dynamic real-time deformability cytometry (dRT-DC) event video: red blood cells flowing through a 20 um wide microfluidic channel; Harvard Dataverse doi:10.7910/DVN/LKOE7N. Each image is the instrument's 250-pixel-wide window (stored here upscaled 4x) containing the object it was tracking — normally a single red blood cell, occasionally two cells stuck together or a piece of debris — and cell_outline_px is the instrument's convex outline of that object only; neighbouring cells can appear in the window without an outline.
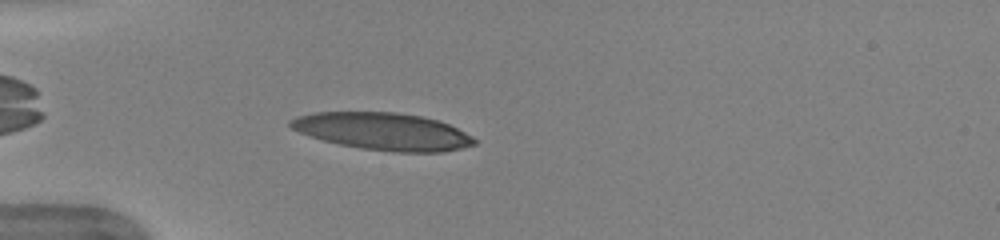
{"species": "human", "species_latin": "Homo sapiens", "temperature_condition": "warm", "stored_images_in_passage": 40, "camera_frame_rate_fps": 3000, "um_per_image_px": 0.085, "donor": {"sex": "female"}, "frame": {"image": 1, "passage_image": 4, "time_ms": 1.0, "image_size_px": [1000, 240], "cell_outline_px": [[476, 144], [444, 152], [396, 152], [360, 148], [340, 144], [308, 136], [292, 128], [288, 124], [288, 120], [296, 116], [312, 112], [396, 112], [420, 116], [436, 120], [448, 124], [472, 136], [476, 140]], "centroid_in_image_um": [32.51, 11.16], "position_along_channel_um": 52.5, "area_um2": 39.82}}
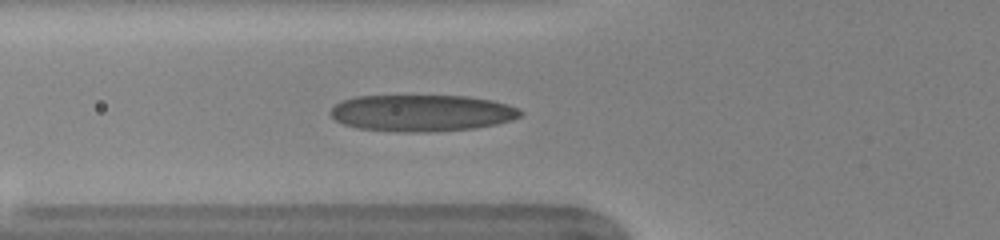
{"frame": {"image": 2, "passage_image": 8, "time_ms": 2.333, "image_size_px": [1000, 240], "cell_outline_px": [[524, 112], [520, 116], [512, 120], [496, 124], [476, 128], [428, 132], [396, 132], [356, 128], [344, 124], [336, 120], [328, 112], [340, 100], [356, 96], [468, 96], [492, 100], [508, 104], [520, 108]], "centroid_in_image_um": [35.86, 9.61], "position_along_channel_um": 89.9, "area_um2": 40.92}}
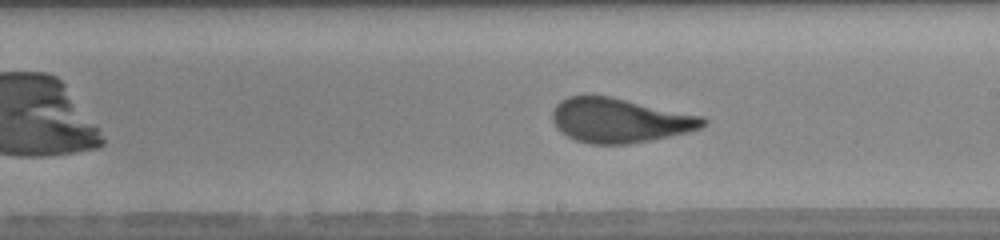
{"frame": {"image": 3, "passage_image": 19, "time_ms": 6.0, "image_size_px": [1000, 240], "cell_outline_px": [[708, 120], [700, 128], [688, 132], [652, 140], [628, 144], [588, 144], [576, 140], [560, 132], [556, 128], [552, 120], [552, 112], [556, 104], [560, 100], [568, 96], [608, 96], [704, 116]], "centroid_in_image_um": [52.66, 10.24], "position_along_channel_um": 236.3, "area_um2": 39.02}, "authors_computed_cell_mechanics": {"area_um2": 39.2462, "velocity_mm_per_s": 3.9759, "shape_relaxation_time_tau1_ms": 4.3076, "shape_relaxation_time_tau2_ms": 0.8746, "deformation_change_tau1": 0.2087, "deformation_change_tau2": 0.0876}}